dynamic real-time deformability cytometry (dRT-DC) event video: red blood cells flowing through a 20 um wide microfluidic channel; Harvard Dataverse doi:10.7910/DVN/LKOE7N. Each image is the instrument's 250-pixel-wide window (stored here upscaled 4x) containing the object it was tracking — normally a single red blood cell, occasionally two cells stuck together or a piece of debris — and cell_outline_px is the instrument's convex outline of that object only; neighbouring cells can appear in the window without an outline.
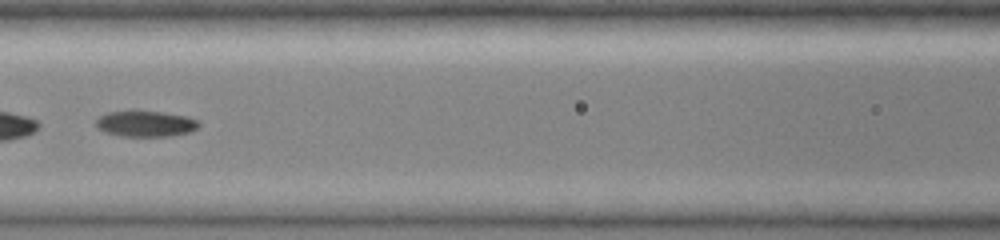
{"species": "common noctule bat (a hibernating species)", "species_latin": "Nyctalus noctula", "temperature_condition": "cold", "stored_images_in_passage": 29, "camera_frame_rate_fps": 3000, "um_per_image_px": 0.085, "animal": {"sex": "female", "body_mass_g": 19.0, "forearm_length_mm": 51.5}, "frame": {"image": 1, "passage_image": 9, "time_ms": 2.667, "image_size_px": [1000, 240], "cell_outline_px": [[200, 124], [196, 128], [188, 132], [172, 136], [120, 136], [104, 132], [96, 128], [96, 120], [100, 116], [108, 112], [132, 108], [188, 116], [196, 120]], "centroid_in_image_um": [12.31, 10.48], "position_along_channel_um": 154.3, "area_um2": 16.01}}
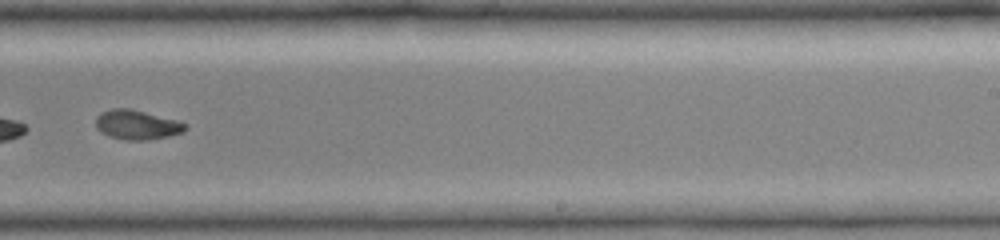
{"frame": {"image": 2, "passage_image": 17, "time_ms": 5.333, "image_size_px": [1000, 240], "cell_outline_px": [[188, 128], [184, 132], [168, 136], [148, 140], [124, 140], [108, 136], [100, 132], [96, 128], [96, 116], [100, 112], [112, 108], [132, 108], [180, 120], [188, 124]], "centroid_in_image_um": [11.67, 10.59], "position_along_channel_um": 277.3, "area_um2": 15.9}}